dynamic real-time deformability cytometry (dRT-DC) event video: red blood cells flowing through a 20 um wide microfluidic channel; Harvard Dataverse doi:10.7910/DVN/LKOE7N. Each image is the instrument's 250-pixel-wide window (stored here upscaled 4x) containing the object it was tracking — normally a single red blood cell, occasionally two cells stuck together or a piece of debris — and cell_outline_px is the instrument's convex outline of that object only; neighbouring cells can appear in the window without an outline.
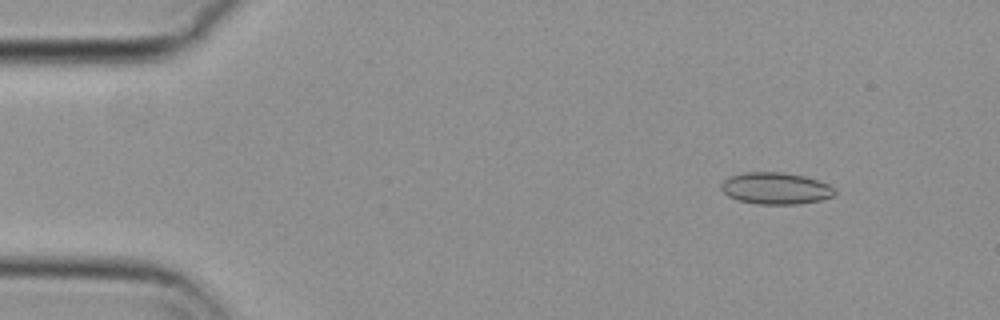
{"species": "common noctule bat (a hibernating species)", "species_latin": "Nyctalus noctula", "temperature_condition": "cold", "stored_images_in_passage": 56, "camera_frame_rate_fps": 3000, "um_per_image_px": 0.085, "animal": {"sex": "female", "body_mass_g": 29.2, "forearm_length_mm": 56.3}, "frame": {"image": 1, "passage_image": 6, "time_ms": 1.667, "image_size_px": [1000, 320], "cell_outline_px": [[836, 192], [832, 196], [820, 200], [796, 204], [756, 204], [740, 200], [728, 196], [720, 188], [720, 184], [728, 176], [744, 172], [784, 172], [804, 176], [828, 184], [836, 188]], "centroid_in_image_um": [65.91, 16.0], "position_along_channel_um": 19.1, "area_um2": 21.04}}
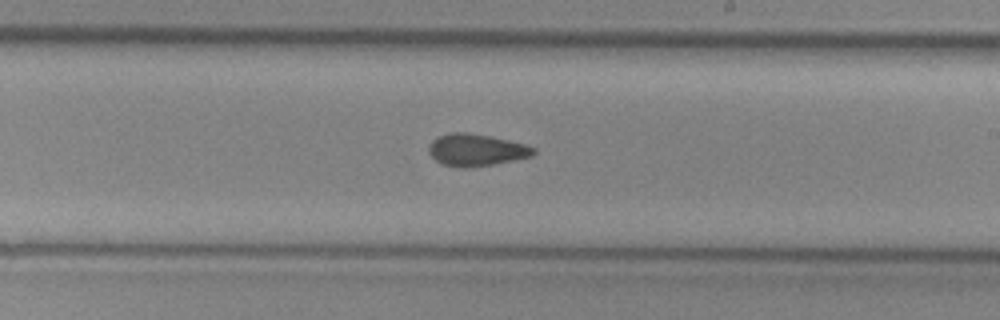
{"frame": {"image": 2, "passage_image": 32, "time_ms": 10.333, "image_size_px": [1000, 320], "cell_outline_px": [[536, 152], [532, 156], [472, 168], [460, 168], [440, 164], [428, 152], [428, 144], [432, 140], [440, 136], [452, 132], [468, 132], [492, 136], [524, 144], [536, 148]], "centroid_in_image_um": [40.45, 12.75], "position_along_channel_um": 248.6, "area_um2": 19.71}}
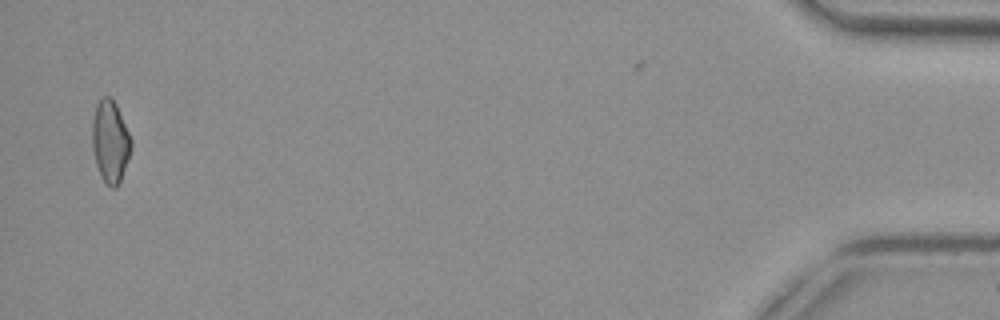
{"frame": {"image": 3, "passage_image": 54, "time_ms": 17.667, "image_size_px": [1000, 320], "cell_outline_px": [[132, 144], [120, 184], [116, 188], [112, 188], [100, 176], [96, 164], [92, 148], [92, 120], [96, 104], [104, 96], [108, 96], [116, 104], [132, 140]], "centroid_in_image_um": [9.36, 12.04], "position_along_channel_um": 425.8, "area_um2": 18.55}, "authors_computed_cell_mechanics": {"area_um2": 19.2763, "velocity_mm_per_s": 3.7046, "shape_relaxation_time_tau1_ms": null, "shape_relaxation_time_tau2_ms": 5.0308, "deformation_change_tau1": null, "deformation_change_tau2": 0.1114}}